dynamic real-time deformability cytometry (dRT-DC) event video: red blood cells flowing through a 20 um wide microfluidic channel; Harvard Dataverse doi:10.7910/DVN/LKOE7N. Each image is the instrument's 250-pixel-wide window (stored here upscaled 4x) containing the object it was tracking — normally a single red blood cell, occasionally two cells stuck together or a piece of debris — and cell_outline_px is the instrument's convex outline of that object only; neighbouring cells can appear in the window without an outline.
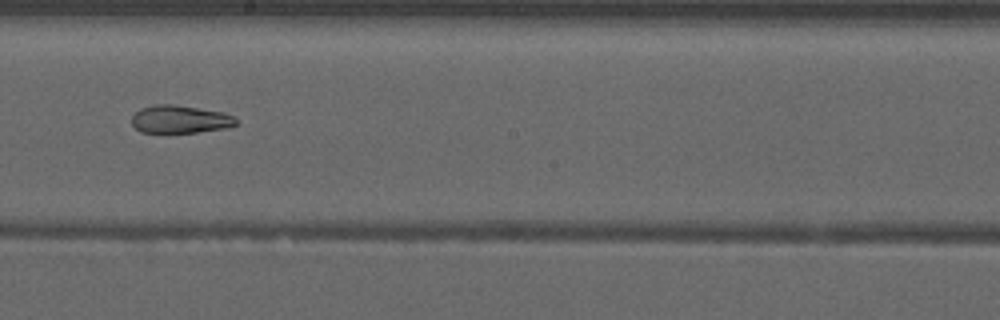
{"species": "common noctule bat (a hibernating species)", "species_latin": "Nyctalus noctula", "temperature_condition": "warm", "stored_images_in_passage": 53, "camera_frame_rate_fps": 3000, "um_per_image_px": 0.085, "animal": {"sex": "male", "forearm_length_mm": 52.5}, "frame": {"image": 1, "passage_image": 31, "time_ms": 10.0, "image_size_px": [1000, 320], "cell_outline_px": [[236, 124], [232, 128], [196, 132], [140, 132], [132, 124], [132, 116], [140, 108], [156, 104], [172, 104], [224, 112], [232, 116], [236, 120]], "centroid_in_image_um": [15.32, 10.14], "position_along_channel_um": 232.9, "area_um2": 16.94}, "authors_computed_cell_mechanics": {"area_um2": 21.386, "velocity_mm_per_s": 3.967, "shape_relaxation_time_tau1_ms": null, "shape_relaxation_time_tau2_ms": 3.7547, "deformation_change_tau1": null, "deformation_change_tau2": 0.1161}}